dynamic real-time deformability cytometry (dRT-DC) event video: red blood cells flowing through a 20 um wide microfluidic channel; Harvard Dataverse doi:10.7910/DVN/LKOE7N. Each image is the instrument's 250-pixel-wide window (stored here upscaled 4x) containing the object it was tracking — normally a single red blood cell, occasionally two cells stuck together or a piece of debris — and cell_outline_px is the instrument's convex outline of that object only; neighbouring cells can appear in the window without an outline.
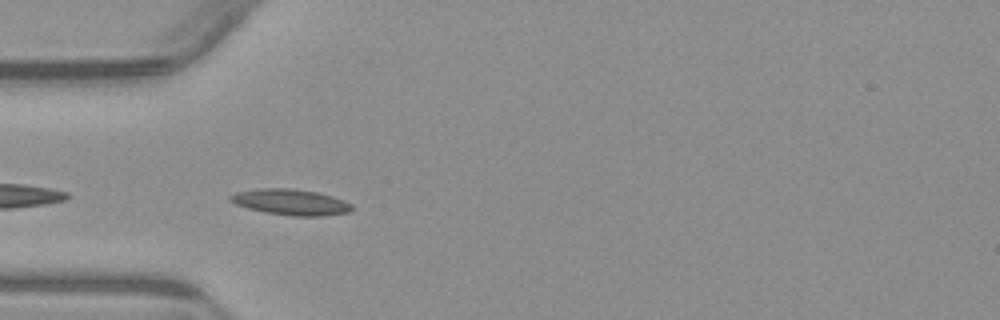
{"species": "common noctule bat (a hibernating species)", "species_latin": "Nyctalus noctula", "temperature_condition": "warm", "stored_images_in_passage": 29, "camera_frame_rate_fps": 3000, "um_per_image_px": 0.085, "animal": {"sex": "male", "body_mass_g": 23.1, "forearm_length_mm": 52.7}, "frame": {"image": 1, "passage_image": 2, "time_ms": 0.333, "image_size_px": [1000, 320], "cell_outline_px": [[352, 212], [324, 216], [292, 216], [268, 212], [248, 208], [236, 204], [228, 200], [228, 196], [236, 192], [260, 188], [288, 188], [316, 192], [332, 196], [344, 200], [352, 204]], "centroid_in_image_um": [24.73, 17.18], "position_along_channel_um": 60.3, "area_um2": 18.32}}
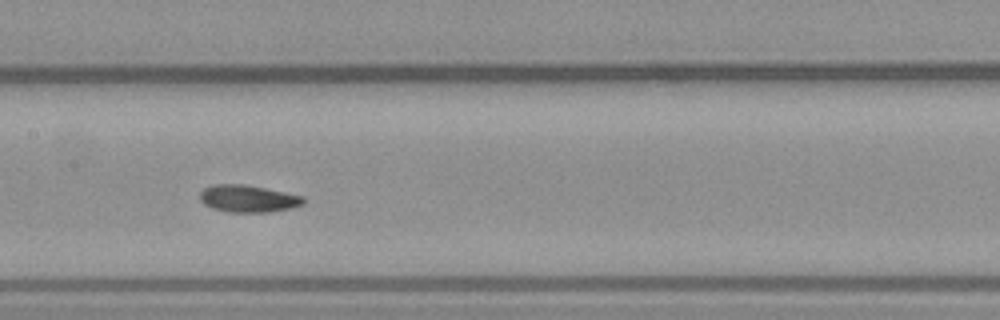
{"frame": {"image": 2, "passage_image": 12, "time_ms": 3.667, "image_size_px": [1000, 320], "cell_outline_px": [[304, 204], [292, 208], [268, 212], [228, 212], [212, 208], [204, 204], [200, 200], [200, 192], [204, 188], [212, 184], [244, 184], [304, 196]], "centroid_in_image_um": [21.07, 16.88], "position_along_channel_um": 186.3, "area_um2": 16.42}}
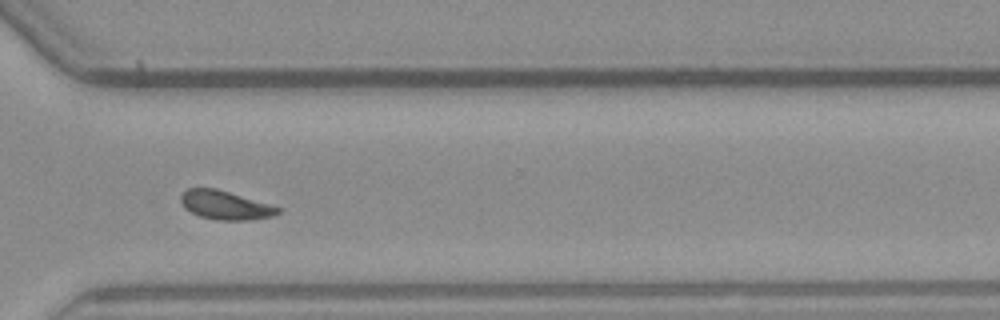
{"frame": {"image": 3, "passage_image": 25, "time_ms": 8.0, "image_size_px": [1000, 320], "cell_outline_px": [[280, 212], [272, 216], [248, 220], [216, 220], [200, 216], [184, 208], [180, 200], [180, 196], [188, 188], [216, 188], [268, 204], [280, 208]], "centroid_in_image_um": [19.11, 17.44], "position_along_channel_um": 351.5, "area_um2": 16.01}, "authors_computed_cell_mechanics": {"area_um2": 16.4152, "velocity_mm_per_s": 3.8223, "shape_relaxation_time_tau1_ms": 3.6587, "shape_relaxation_time_tau2_ms": 2.1147, "deformation_change_tau1": 0.1116, "deformation_change_tau2": 0.0827}}